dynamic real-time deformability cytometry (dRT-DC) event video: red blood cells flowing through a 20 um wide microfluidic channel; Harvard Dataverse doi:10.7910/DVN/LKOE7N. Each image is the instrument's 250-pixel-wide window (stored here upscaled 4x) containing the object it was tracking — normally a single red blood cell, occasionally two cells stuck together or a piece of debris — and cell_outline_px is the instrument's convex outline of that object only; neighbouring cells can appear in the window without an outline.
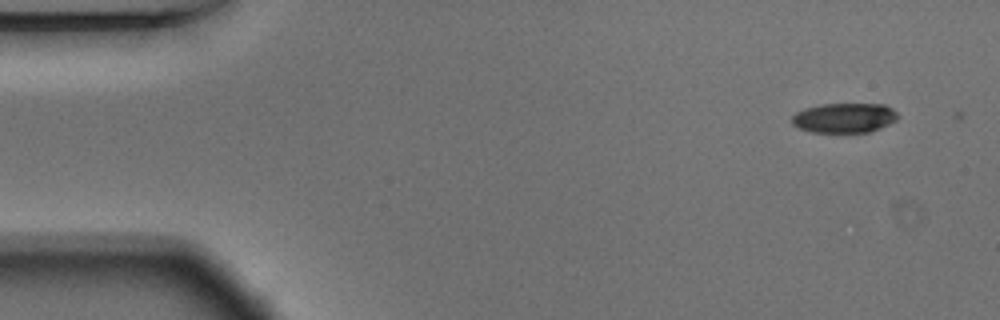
{"species": "Egyptian fruit bat (a non-hibernating species)", "species_latin": "Rousettus aegyptiacus", "temperature_condition": "warm", "stored_images_in_passage": 2, "camera_frame_rate_fps": 3000, "um_per_image_px": 0.085, "animal": {"sex": "male"}, "frame": {"image": 1, "passage_image": 1, "time_ms": 0.0, "image_size_px": [1000, 320], "cell_outline_px": [[900, 116], [896, 120], [880, 128], [868, 132], [812, 132], [796, 128], [792, 124], [792, 116], [796, 112], [804, 108], [820, 104], [884, 104], [892, 108]], "centroid_in_image_um": [71.75, 10.01], "position_along_channel_um": 13.3, "area_um2": 18.5}}